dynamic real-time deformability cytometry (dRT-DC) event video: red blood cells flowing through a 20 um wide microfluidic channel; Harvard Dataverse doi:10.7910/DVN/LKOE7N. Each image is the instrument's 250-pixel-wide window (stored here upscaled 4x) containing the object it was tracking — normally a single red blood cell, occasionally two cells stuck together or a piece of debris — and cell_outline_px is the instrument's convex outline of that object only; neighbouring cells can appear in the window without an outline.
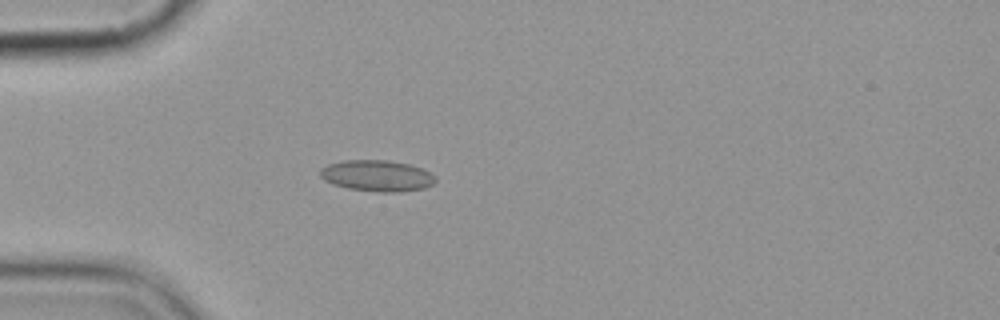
{"species": "common noctule bat (a hibernating species)", "species_latin": "Nyctalus noctula", "temperature_condition": "cold", "stored_images_in_passage": 6, "camera_frame_rate_fps": 3000, "um_per_image_px": 0.085, "animal": {"sex": "female", "body_mass_g": 19.9}, "frame": {"image": 1, "passage_image": 4, "time_ms": 3.667, "image_size_px": [1000, 320], "cell_outline_px": [[436, 180], [432, 184], [424, 188], [396, 192], [380, 192], [348, 188], [332, 184], [324, 180], [320, 176], [320, 168], [328, 164], [344, 160], [388, 160], [408, 164], [420, 168], [436, 176]], "centroid_in_image_um": [32.02, 14.93], "position_along_channel_um": 53.0, "area_um2": 20.87}}
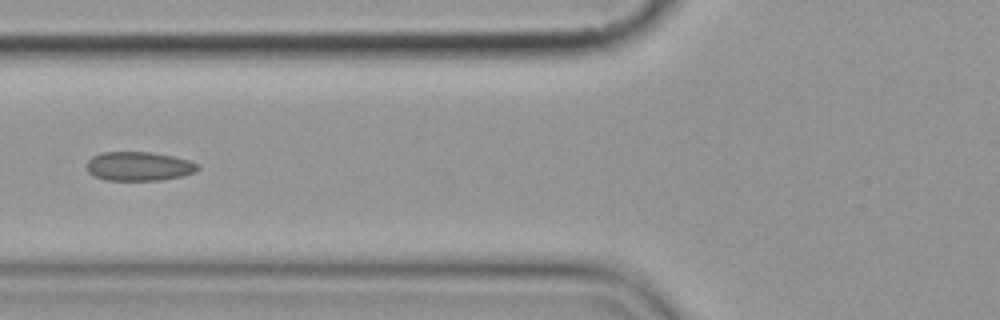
{"frame": {"image": 2, "passage_image": 6, "time_ms": 5.667, "image_size_px": [1000, 320], "cell_outline_px": [[200, 168], [196, 172], [180, 176], [160, 180], [104, 180], [92, 176], [88, 172], [88, 160], [92, 156], [104, 152], [152, 152], [172, 156], [188, 160], [200, 164]], "centroid_in_image_um": [11.81, 14.13], "position_along_channel_um": 114.0, "area_um2": 18.84}}